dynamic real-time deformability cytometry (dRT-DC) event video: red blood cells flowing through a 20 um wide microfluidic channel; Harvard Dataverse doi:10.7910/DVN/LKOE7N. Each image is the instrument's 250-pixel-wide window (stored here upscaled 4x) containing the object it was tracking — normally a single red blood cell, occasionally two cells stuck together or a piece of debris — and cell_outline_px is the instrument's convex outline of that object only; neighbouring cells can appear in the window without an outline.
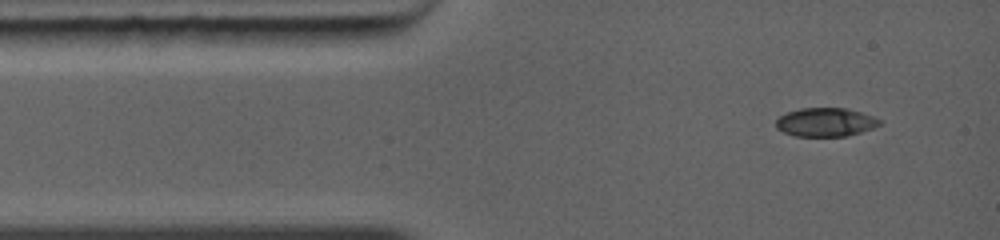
{"species": "common noctule bat (a hibernating species)", "species_latin": "Nyctalus noctula", "temperature_condition": "warm", "stored_images_in_passage": 3, "camera_frame_rate_fps": 5000, "um_per_image_px": 0.085, "animal": {"sex": "female", "body_mass_g": 19.0, "forearm_length_mm": 56.7}, "frame": {"image": 1, "passage_image": 1, "time_ms": 0.0, "image_size_px": [1000, 240], "cell_outline_px": [[880, 124], [872, 128], [860, 132], [844, 136], [796, 136], [784, 132], [776, 128], [776, 120], [780, 116], [788, 112], [800, 108], [848, 108], [872, 116], [880, 120]], "centroid_in_image_um": [70.15, 10.38], "position_along_channel_um": 14.9, "area_um2": 17.11}}
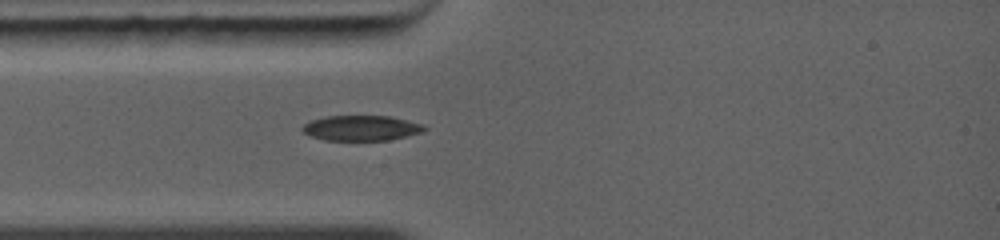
{"frame": {"image": 2, "passage_image": 3, "time_ms": 1.8, "image_size_px": [1000, 240], "cell_outline_px": [[428, 128], [424, 132], [388, 140], [324, 140], [312, 136], [304, 132], [300, 128], [304, 124], [312, 120], [324, 116], [392, 116], [424, 124]], "centroid_in_image_um": [30.75, 10.87], "position_along_channel_um": 54.2, "area_um2": 18.03}}